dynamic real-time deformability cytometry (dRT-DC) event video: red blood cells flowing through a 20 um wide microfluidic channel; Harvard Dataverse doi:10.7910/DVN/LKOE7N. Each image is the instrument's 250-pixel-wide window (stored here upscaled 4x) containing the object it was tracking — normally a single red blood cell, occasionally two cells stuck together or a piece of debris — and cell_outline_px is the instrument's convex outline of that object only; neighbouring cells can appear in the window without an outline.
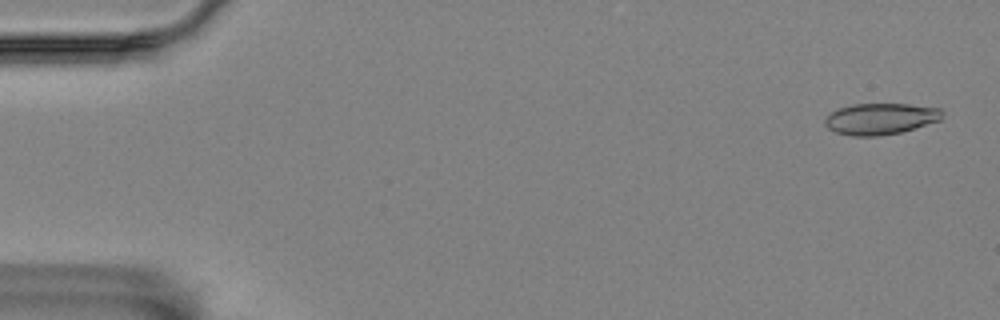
{"species": "Egyptian fruit bat (a non-hibernating species)", "species_latin": "Rousettus aegyptiacus", "temperature_condition": "room temperature", "stored_images_in_passage": 5, "camera_frame_rate_fps": 3000, "um_per_image_px": 0.085, "animal": {"sex": "female"}, "frame": {"image": 1, "passage_image": 1, "time_ms": 0.0, "image_size_px": [1000, 320], "cell_outline_px": [[944, 116], [940, 120], [900, 132], [880, 136], [852, 136], [836, 132], [828, 128], [824, 124], [824, 120], [836, 108], [852, 104], [908, 104], [940, 108], [944, 112]], "centroid_in_image_um": [74.83, 10.09], "position_along_channel_um": 10.2, "area_um2": 21.44}}
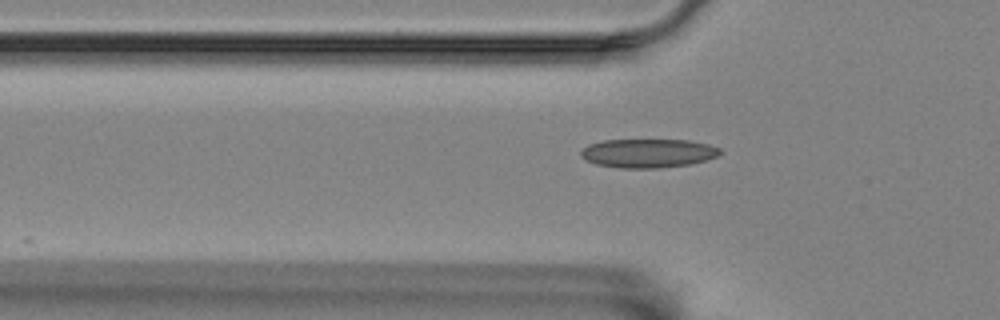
{"frame": {"image": 2, "passage_image": 5, "time_ms": 1.333, "image_size_px": [1000, 320], "cell_outline_px": [[724, 152], [720, 156], [708, 160], [692, 164], [656, 168], [620, 168], [596, 164], [584, 160], [580, 156], [580, 152], [588, 144], [604, 140], [688, 140], [708, 144], [720, 148]], "centroid_in_image_um": [55.12, 13.03], "position_along_channel_um": 70.7, "area_um2": 23.7}}